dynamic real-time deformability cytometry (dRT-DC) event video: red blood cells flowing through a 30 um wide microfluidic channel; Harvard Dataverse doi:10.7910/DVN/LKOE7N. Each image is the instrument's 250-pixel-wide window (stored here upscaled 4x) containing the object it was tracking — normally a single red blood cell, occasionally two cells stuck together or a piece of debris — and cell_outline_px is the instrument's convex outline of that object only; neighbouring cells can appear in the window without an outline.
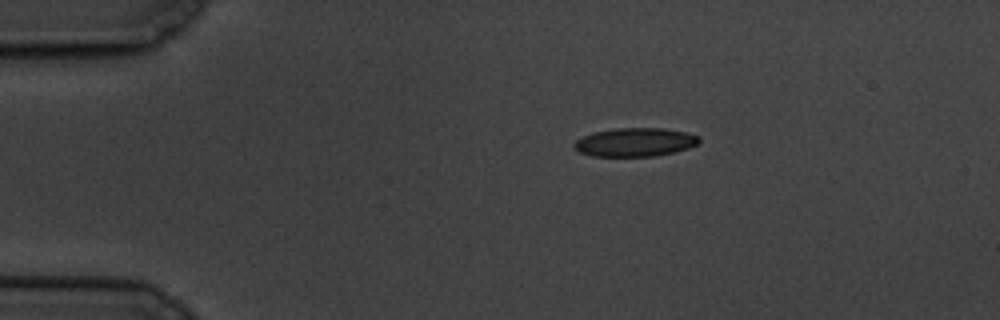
{"species": "common noctule bat (a hibernating species)", "species_latin": "Nyctalus noctula", "temperature_condition": "cold", "stored_images_in_passage": 2, "camera_frame_rate_fps": 3000, "um_per_image_px": 0.085, "animal": {"sex": "male", "body_mass_g": 19.5, "forearm_length_mm": 54.6}, "frame": {"image": 1, "passage_image": 1, "time_ms": 0.0, "image_size_px": [1000, 320], "cell_outline_px": [[700, 140], [696, 144], [688, 148], [672, 152], [652, 156], [592, 156], [580, 152], [572, 144], [576, 140], [592, 132], [616, 128], [664, 128], [684, 132], [700, 136]], "centroid_in_image_um": [53.96, 12.08], "position_along_channel_um": 31.0, "area_um2": 20.63}}